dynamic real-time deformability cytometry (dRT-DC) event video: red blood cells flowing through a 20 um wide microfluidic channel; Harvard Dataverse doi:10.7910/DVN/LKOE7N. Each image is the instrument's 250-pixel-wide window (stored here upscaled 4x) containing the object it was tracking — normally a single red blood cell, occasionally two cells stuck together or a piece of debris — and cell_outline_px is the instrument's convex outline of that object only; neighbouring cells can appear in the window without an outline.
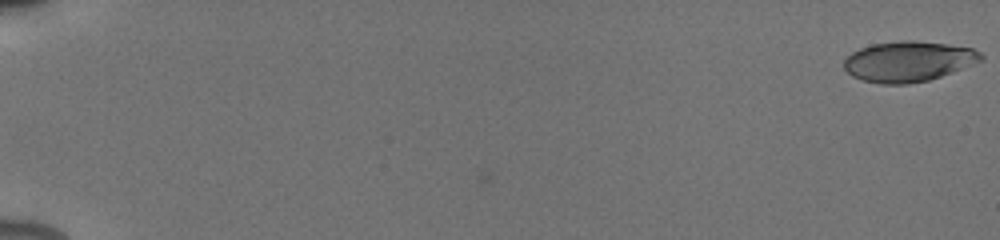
{"species": "human", "species_latin": "Homo sapiens", "temperature_condition": "cold", "stored_images_in_passage": 4, "camera_frame_rate_fps": 3000, "um_per_image_px": 0.085, "donor": {"sex": "male"}, "frame": {"image": 1, "passage_image": 1, "time_ms": 0.0, "image_size_px": [1000, 240], "cell_outline_px": [[984, 60], [952, 72], [928, 80], [908, 84], [880, 84], [864, 80], [852, 76], [844, 68], [844, 60], [852, 52], [860, 48], [872, 44], [904, 40], [912, 40], [944, 44], [972, 48], [980, 52], [984, 56]], "centroid_in_image_um": [77.21, 5.22], "position_along_channel_um": 7.8, "area_um2": 32.08}}